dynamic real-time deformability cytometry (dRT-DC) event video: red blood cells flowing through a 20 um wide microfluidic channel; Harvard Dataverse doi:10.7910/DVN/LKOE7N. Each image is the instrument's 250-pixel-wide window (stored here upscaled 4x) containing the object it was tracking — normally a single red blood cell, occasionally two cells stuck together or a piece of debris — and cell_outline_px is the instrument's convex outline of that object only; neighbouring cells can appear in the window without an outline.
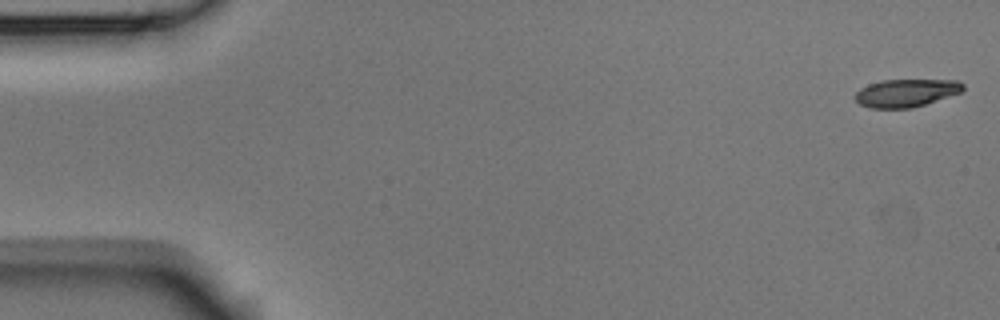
{"species": "Egyptian fruit bat (a non-hibernating species)", "species_latin": "Rousettus aegyptiacus", "temperature_condition": "room temperature", "stored_images_in_passage": 5, "camera_frame_rate_fps": 3000, "um_per_image_px": 0.085, "animal": {"sex": "male"}, "frame": {"image": 1, "passage_image": 1, "time_ms": 0.0, "image_size_px": [1000, 320], "cell_outline_px": [[964, 88], [960, 92], [912, 108], [868, 108], [860, 104], [856, 100], [856, 92], [860, 88], [868, 84], [880, 80], [960, 80], [964, 84]], "centroid_in_image_um": [77.0, 7.89], "position_along_channel_um": 8.0, "area_um2": 17.4}}
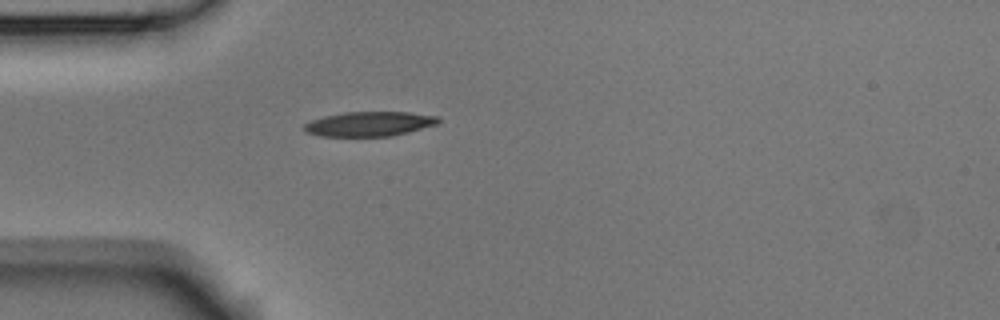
{"frame": {"image": 2, "passage_image": 5, "time_ms": 1.333, "image_size_px": [1000, 320], "cell_outline_px": [[440, 120], [436, 124], [408, 132], [392, 136], [320, 136], [304, 132], [304, 124], [312, 120], [324, 116], [344, 112], [408, 112], [436, 116]], "centroid_in_image_um": [31.35, 10.53], "position_along_channel_um": 53.6, "area_um2": 19.13}}